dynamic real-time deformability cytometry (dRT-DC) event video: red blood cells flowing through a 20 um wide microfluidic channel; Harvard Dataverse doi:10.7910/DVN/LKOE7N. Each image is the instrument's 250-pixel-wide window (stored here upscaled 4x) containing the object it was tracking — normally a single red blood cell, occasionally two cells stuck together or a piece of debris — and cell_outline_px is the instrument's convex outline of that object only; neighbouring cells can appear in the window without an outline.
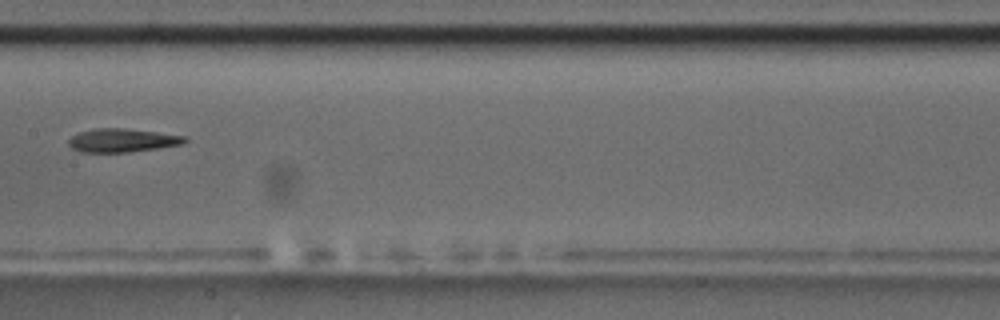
{"species": "common noctule bat (a hibernating species)", "species_latin": "Nyctalus noctula", "temperature_condition": "room temperature", "stored_images_in_passage": 8, "segment_of_instrument_passage": [2, 2], "camera_frame_rate_fps": 3000, "um_per_image_px": 0.085, "animal": {"sex": "male", "body_mass_g": 17.5, "forearm_length_mm": 52.3}, "frame": {"image": 1, "passage_image": 8, "time_ms": 8.0, "image_size_px": [1000, 320], "cell_outline_px": [[188, 140], [184, 144], [160, 148], [128, 152], [80, 152], [72, 148], [68, 144], [68, 140], [72, 136], [80, 132], [96, 128], [124, 128], [188, 136]], "centroid_in_image_um": [10.43, 11.93], "position_along_channel_um": 197.0, "area_um2": 16.01}}